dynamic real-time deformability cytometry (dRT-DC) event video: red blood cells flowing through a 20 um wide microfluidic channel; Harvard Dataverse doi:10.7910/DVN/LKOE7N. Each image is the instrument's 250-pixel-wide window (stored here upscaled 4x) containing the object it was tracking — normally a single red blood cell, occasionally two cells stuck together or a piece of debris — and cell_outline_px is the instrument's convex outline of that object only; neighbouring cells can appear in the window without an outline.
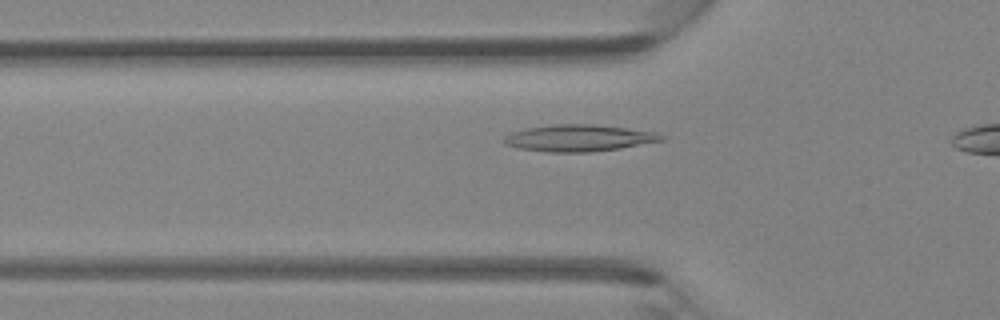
{"species": "Egyptian fruit bat (a non-hibernating species)", "species_latin": "Rousettus aegyptiacus", "temperature_condition": "room temperature", "stored_images_in_passage": 30, "camera_frame_rate_fps": 3000, "um_per_image_px": 0.085, "animal": {"sex": "female"}, "frame": {"image": 1, "passage_image": 8, "time_ms": 2.333, "image_size_px": [1000, 320], "cell_outline_px": [[668, 136], [664, 140], [620, 148], [588, 152], [548, 152], [520, 148], [504, 144], [500, 140], [504, 136], [512, 132], [524, 128], [552, 124], [592, 124], [656, 132]], "centroid_in_image_um": [49.17, 11.73], "position_along_channel_um": 76.6, "area_um2": 24.57}}
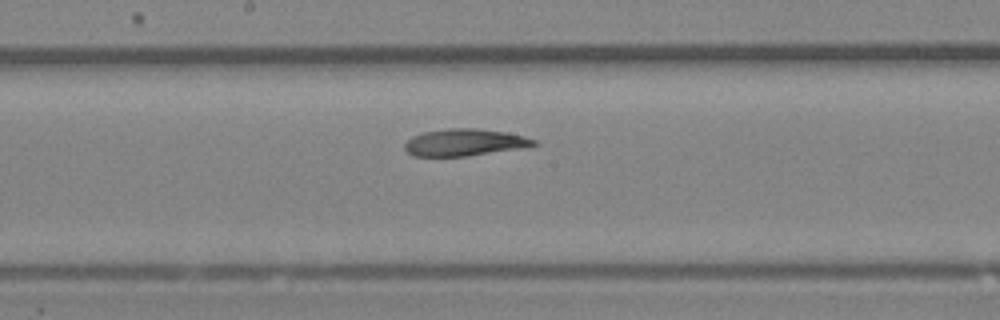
{"frame": {"image": 2, "passage_image": 17, "time_ms": 5.333, "image_size_px": [1000, 320], "cell_outline_px": [[540, 144], [532, 148], [468, 156], [412, 156], [404, 148], [404, 144], [412, 136], [424, 132], [448, 128], [476, 128], [508, 132], [524, 136], [536, 140]], "centroid_in_image_um": [39.6, 12.11], "position_along_channel_um": 208.6, "area_um2": 20.87}}
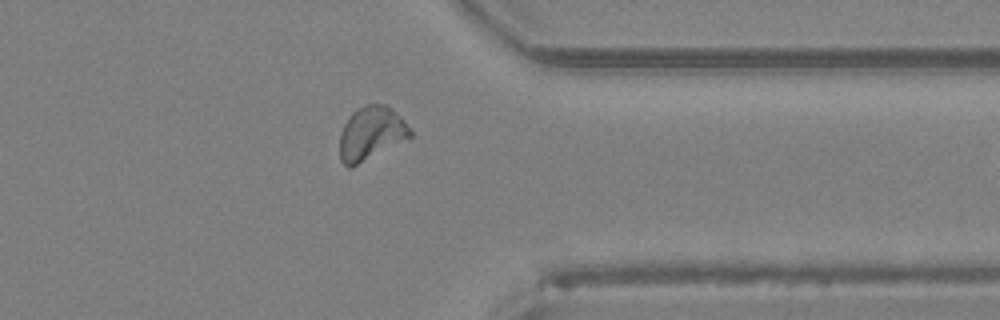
{"frame": {"image": 3, "passage_image": 29, "time_ms": 9.333, "image_size_px": [1000, 320], "cell_outline_px": [[412, 136], [352, 168], [348, 168], [340, 160], [340, 132], [348, 116], [356, 108], [364, 104], [388, 104], [400, 116], [412, 132]], "centroid_in_image_um": [31.51, 11.32], "position_along_channel_um": 379.9, "area_um2": 22.14}}